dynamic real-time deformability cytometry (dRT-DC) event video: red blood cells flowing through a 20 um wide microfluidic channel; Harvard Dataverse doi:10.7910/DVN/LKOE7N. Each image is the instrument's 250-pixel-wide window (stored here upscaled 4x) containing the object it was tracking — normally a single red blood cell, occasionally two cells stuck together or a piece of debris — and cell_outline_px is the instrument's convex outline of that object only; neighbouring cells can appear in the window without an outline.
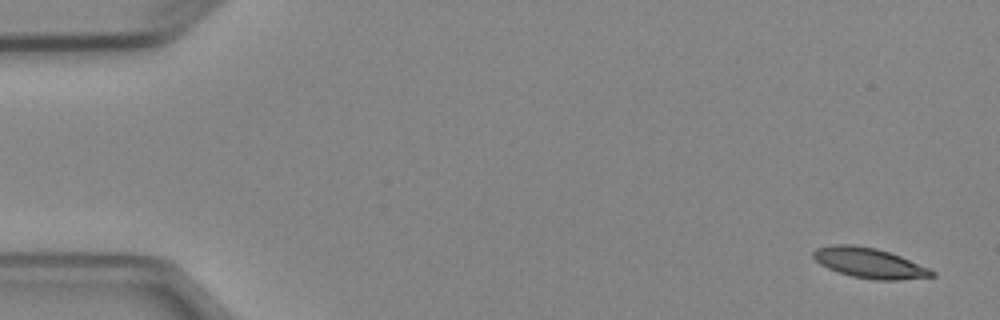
{"species": "Egyptian fruit bat (a non-hibernating species)", "species_latin": "Rousettus aegyptiacus", "temperature_condition": "cold", "stored_images_in_passage": 8, "camera_frame_rate_fps": 3000, "um_per_image_px": 0.085, "animal": {"sex": "female"}, "frame": {"image": 1, "passage_image": 1, "time_ms": 0.0, "image_size_px": [1000, 320], "cell_outline_px": [[936, 276], [896, 280], [876, 280], [852, 276], [828, 268], [820, 264], [812, 256], [812, 252], [816, 248], [832, 244], [852, 244], [876, 248], [900, 256], [928, 268], [936, 272]], "centroid_in_image_um": [73.87, 22.34], "position_along_channel_um": 11.1, "area_um2": 20.69}}
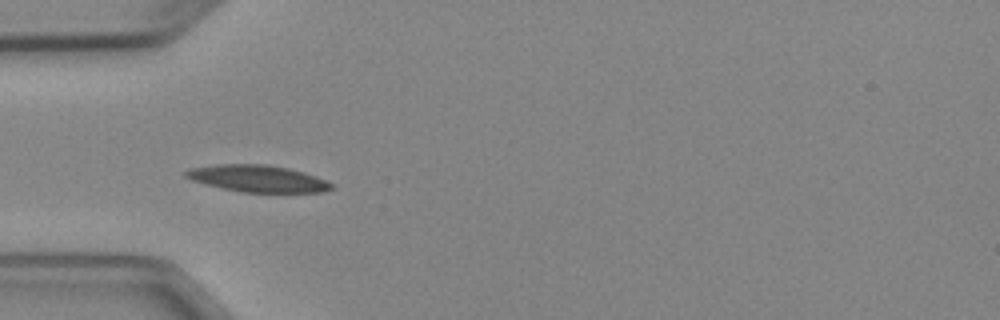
{"frame": {"image": 2, "passage_image": 5, "time_ms": 4.667, "image_size_px": [1000, 320], "cell_outline_px": [[332, 188], [324, 192], [240, 192], [204, 184], [192, 180], [184, 176], [184, 172], [192, 168], [216, 164], [268, 164], [288, 168], [304, 172], [324, 180], [332, 184]], "centroid_in_image_um": [21.87, 15.17], "position_along_channel_um": 63.1, "area_um2": 22.66}}